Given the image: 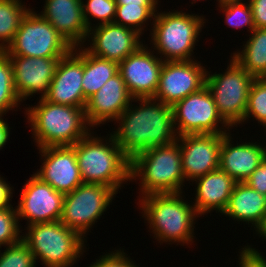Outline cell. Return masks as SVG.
<instances>
[{"mask_svg": "<svg viewBox=\"0 0 266 267\" xmlns=\"http://www.w3.org/2000/svg\"><path fill=\"white\" fill-rule=\"evenodd\" d=\"M244 182L261 195L266 196V157Z\"/></svg>", "mask_w": 266, "mask_h": 267, "instance_id": "cell-37", "label": "cell"}, {"mask_svg": "<svg viewBox=\"0 0 266 267\" xmlns=\"http://www.w3.org/2000/svg\"><path fill=\"white\" fill-rule=\"evenodd\" d=\"M82 1L45 0L44 9L39 13L72 47L85 46L88 36Z\"/></svg>", "mask_w": 266, "mask_h": 267, "instance_id": "cell-21", "label": "cell"}, {"mask_svg": "<svg viewBox=\"0 0 266 267\" xmlns=\"http://www.w3.org/2000/svg\"><path fill=\"white\" fill-rule=\"evenodd\" d=\"M254 118L263 127L266 125V79L255 78L251 84L244 122Z\"/></svg>", "mask_w": 266, "mask_h": 267, "instance_id": "cell-30", "label": "cell"}, {"mask_svg": "<svg viewBox=\"0 0 266 267\" xmlns=\"http://www.w3.org/2000/svg\"><path fill=\"white\" fill-rule=\"evenodd\" d=\"M199 1V0H198ZM197 2V0H192V2H191V4H194V3H196Z\"/></svg>", "mask_w": 266, "mask_h": 267, "instance_id": "cell-44", "label": "cell"}, {"mask_svg": "<svg viewBox=\"0 0 266 267\" xmlns=\"http://www.w3.org/2000/svg\"><path fill=\"white\" fill-rule=\"evenodd\" d=\"M85 2L82 1L83 16L88 30L92 27L90 16L100 21L96 25L114 22L116 16L115 0H87Z\"/></svg>", "mask_w": 266, "mask_h": 267, "instance_id": "cell-32", "label": "cell"}, {"mask_svg": "<svg viewBox=\"0 0 266 267\" xmlns=\"http://www.w3.org/2000/svg\"><path fill=\"white\" fill-rule=\"evenodd\" d=\"M127 256L124 250L121 249L110 251V253L101 255L100 259H96V262L88 267H139L132 259H129L130 256Z\"/></svg>", "mask_w": 266, "mask_h": 267, "instance_id": "cell-35", "label": "cell"}, {"mask_svg": "<svg viewBox=\"0 0 266 267\" xmlns=\"http://www.w3.org/2000/svg\"><path fill=\"white\" fill-rule=\"evenodd\" d=\"M207 69L198 61H164L154 99L173 106L206 85Z\"/></svg>", "mask_w": 266, "mask_h": 267, "instance_id": "cell-12", "label": "cell"}, {"mask_svg": "<svg viewBox=\"0 0 266 267\" xmlns=\"http://www.w3.org/2000/svg\"><path fill=\"white\" fill-rule=\"evenodd\" d=\"M141 36L137 31L114 22L95 25L88 30L90 46L84 48L94 56L119 63L143 45Z\"/></svg>", "mask_w": 266, "mask_h": 267, "instance_id": "cell-18", "label": "cell"}, {"mask_svg": "<svg viewBox=\"0 0 266 267\" xmlns=\"http://www.w3.org/2000/svg\"><path fill=\"white\" fill-rule=\"evenodd\" d=\"M225 134H188L178 136L183 175L186 181L217 170L220 166V149Z\"/></svg>", "mask_w": 266, "mask_h": 267, "instance_id": "cell-16", "label": "cell"}, {"mask_svg": "<svg viewBox=\"0 0 266 267\" xmlns=\"http://www.w3.org/2000/svg\"><path fill=\"white\" fill-rule=\"evenodd\" d=\"M173 11L155 15L150 31L153 51L156 50L163 61L193 60V50L206 19L197 14Z\"/></svg>", "mask_w": 266, "mask_h": 267, "instance_id": "cell-6", "label": "cell"}, {"mask_svg": "<svg viewBox=\"0 0 266 267\" xmlns=\"http://www.w3.org/2000/svg\"><path fill=\"white\" fill-rule=\"evenodd\" d=\"M118 73V62L90 54L84 48L83 94L86 99L95 94L110 78Z\"/></svg>", "mask_w": 266, "mask_h": 267, "instance_id": "cell-26", "label": "cell"}, {"mask_svg": "<svg viewBox=\"0 0 266 267\" xmlns=\"http://www.w3.org/2000/svg\"><path fill=\"white\" fill-rule=\"evenodd\" d=\"M8 57L12 64L14 87L21 103L36 93H41L40 98H44L60 58Z\"/></svg>", "mask_w": 266, "mask_h": 267, "instance_id": "cell-19", "label": "cell"}, {"mask_svg": "<svg viewBox=\"0 0 266 267\" xmlns=\"http://www.w3.org/2000/svg\"><path fill=\"white\" fill-rule=\"evenodd\" d=\"M223 214L238 222L251 223L259 234L266 225V196L245 182H237Z\"/></svg>", "mask_w": 266, "mask_h": 267, "instance_id": "cell-24", "label": "cell"}, {"mask_svg": "<svg viewBox=\"0 0 266 267\" xmlns=\"http://www.w3.org/2000/svg\"><path fill=\"white\" fill-rule=\"evenodd\" d=\"M172 111L178 136L226 134L231 130V127L219 115L212 93L206 85L176 102L172 106Z\"/></svg>", "mask_w": 266, "mask_h": 267, "instance_id": "cell-11", "label": "cell"}, {"mask_svg": "<svg viewBox=\"0 0 266 267\" xmlns=\"http://www.w3.org/2000/svg\"><path fill=\"white\" fill-rule=\"evenodd\" d=\"M132 97L118 72L87 99L85 117L91 127L115 121L130 105Z\"/></svg>", "mask_w": 266, "mask_h": 267, "instance_id": "cell-20", "label": "cell"}, {"mask_svg": "<svg viewBox=\"0 0 266 267\" xmlns=\"http://www.w3.org/2000/svg\"><path fill=\"white\" fill-rule=\"evenodd\" d=\"M140 102L139 106L132 102ZM112 133L116 144L131 161L148 149L177 141L172 107L154 98L132 99L128 108L115 120Z\"/></svg>", "mask_w": 266, "mask_h": 267, "instance_id": "cell-1", "label": "cell"}, {"mask_svg": "<svg viewBox=\"0 0 266 267\" xmlns=\"http://www.w3.org/2000/svg\"><path fill=\"white\" fill-rule=\"evenodd\" d=\"M116 5L157 6L159 0H115Z\"/></svg>", "mask_w": 266, "mask_h": 267, "instance_id": "cell-41", "label": "cell"}, {"mask_svg": "<svg viewBox=\"0 0 266 267\" xmlns=\"http://www.w3.org/2000/svg\"><path fill=\"white\" fill-rule=\"evenodd\" d=\"M20 98L14 87L13 69L10 58L0 51V116L19 107Z\"/></svg>", "mask_w": 266, "mask_h": 267, "instance_id": "cell-29", "label": "cell"}, {"mask_svg": "<svg viewBox=\"0 0 266 267\" xmlns=\"http://www.w3.org/2000/svg\"><path fill=\"white\" fill-rule=\"evenodd\" d=\"M140 179V180H139ZM139 180V197L181 193L185 184L179 142L148 149L130 161V181ZM184 183V184H183Z\"/></svg>", "mask_w": 266, "mask_h": 267, "instance_id": "cell-5", "label": "cell"}, {"mask_svg": "<svg viewBox=\"0 0 266 267\" xmlns=\"http://www.w3.org/2000/svg\"><path fill=\"white\" fill-rule=\"evenodd\" d=\"M91 132L72 146L83 183L104 184L118 192L123 183L130 181V160L111 133L105 139Z\"/></svg>", "mask_w": 266, "mask_h": 267, "instance_id": "cell-4", "label": "cell"}, {"mask_svg": "<svg viewBox=\"0 0 266 267\" xmlns=\"http://www.w3.org/2000/svg\"><path fill=\"white\" fill-rule=\"evenodd\" d=\"M12 188L14 189V187H10L9 183L0 175V209L12 207L10 203L13 197Z\"/></svg>", "mask_w": 266, "mask_h": 267, "instance_id": "cell-39", "label": "cell"}, {"mask_svg": "<svg viewBox=\"0 0 266 267\" xmlns=\"http://www.w3.org/2000/svg\"><path fill=\"white\" fill-rule=\"evenodd\" d=\"M83 74L84 47H73L67 55L59 59L49 91L44 98L54 104L85 109L87 99L82 88Z\"/></svg>", "mask_w": 266, "mask_h": 267, "instance_id": "cell-14", "label": "cell"}, {"mask_svg": "<svg viewBox=\"0 0 266 267\" xmlns=\"http://www.w3.org/2000/svg\"><path fill=\"white\" fill-rule=\"evenodd\" d=\"M158 6L141 5H116V16L114 23L137 31L143 34L147 22L154 19ZM147 21V22H146ZM143 31V32H142Z\"/></svg>", "mask_w": 266, "mask_h": 267, "instance_id": "cell-28", "label": "cell"}, {"mask_svg": "<svg viewBox=\"0 0 266 267\" xmlns=\"http://www.w3.org/2000/svg\"><path fill=\"white\" fill-rule=\"evenodd\" d=\"M38 150L44 158L39 171L34 174L42 181L64 195L83 184L72 146H50Z\"/></svg>", "mask_w": 266, "mask_h": 267, "instance_id": "cell-17", "label": "cell"}, {"mask_svg": "<svg viewBox=\"0 0 266 267\" xmlns=\"http://www.w3.org/2000/svg\"><path fill=\"white\" fill-rule=\"evenodd\" d=\"M229 62L223 74L207 71L206 86L212 93L219 115L233 128L243 122L249 90L255 77L234 58Z\"/></svg>", "mask_w": 266, "mask_h": 267, "instance_id": "cell-8", "label": "cell"}, {"mask_svg": "<svg viewBox=\"0 0 266 267\" xmlns=\"http://www.w3.org/2000/svg\"><path fill=\"white\" fill-rule=\"evenodd\" d=\"M26 228L22 241L31 250L35 261L40 259L45 267H73L86 252V239L61 221L36 223Z\"/></svg>", "mask_w": 266, "mask_h": 267, "instance_id": "cell-7", "label": "cell"}, {"mask_svg": "<svg viewBox=\"0 0 266 267\" xmlns=\"http://www.w3.org/2000/svg\"><path fill=\"white\" fill-rule=\"evenodd\" d=\"M2 117L3 116H0V150L6 145L10 136L9 124Z\"/></svg>", "mask_w": 266, "mask_h": 267, "instance_id": "cell-40", "label": "cell"}, {"mask_svg": "<svg viewBox=\"0 0 266 267\" xmlns=\"http://www.w3.org/2000/svg\"><path fill=\"white\" fill-rule=\"evenodd\" d=\"M15 208V209H14ZM0 209V248L11 246L22 241L23 230H20L16 207ZM6 245V246H5Z\"/></svg>", "mask_w": 266, "mask_h": 267, "instance_id": "cell-31", "label": "cell"}, {"mask_svg": "<svg viewBox=\"0 0 266 267\" xmlns=\"http://www.w3.org/2000/svg\"><path fill=\"white\" fill-rule=\"evenodd\" d=\"M250 4L255 28H266V0H247Z\"/></svg>", "mask_w": 266, "mask_h": 267, "instance_id": "cell-38", "label": "cell"}, {"mask_svg": "<svg viewBox=\"0 0 266 267\" xmlns=\"http://www.w3.org/2000/svg\"><path fill=\"white\" fill-rule=\"evenodd\" d=\"M259 236L260 237H264V239H266V225L265 227L259 232Z\"/></svg>", "mask_w": 266, "mask_h": 267, "instance_id": "cell-43", "label": "cell"}, {"mask_svg": "<svg viewBox=\"0 0 266 267\" xmlns=\"http://www.w3.org/2000/svg\"><path fill=\"white\" fill-rule=\"evenodd\" d=\"M20 0H0V51L12 42L21 20L30 10Z\"/></svg>", "mask_w": 266, "mask_h": 267, "instance_id": "cell-27", "label": "cell"}, {"mask_svg": "<svg viewBox=\"0 0 266 267\" xmlns=\"http://www.w3.org/2000/svg\"><path fill=\"white\" fill-rule=\"evenodd\" d=\"M181 193L149 194L138 198L142 217L147 221L154 238L160 243H193L196 217H200ZM189 203V204H188ZM172 242V243H171Z\"/></svg>", "mask_w": 266, "mask_h": 267, "instance_id": "cell-2", "label": "cell"}, {"mask_svg": "<svg viewBox=\"0 0 266 267\" xmlns=\"http://www.w3.org/2000/svg\"><path fill=\"white\" fill-rule=\"evenodd\" d=\"M116 194L107 185L83 183L64 195L60 221L85 239V234L107 210Z\"/></svg>", "mask_w": 266, "mask_h": 267, "instance_id": "cell-10", "label": "cell"}, {"mask_svg": "<svg viewBox=\"0 0 266 267\" xmlns=\"http://www.w3.org/2000/svg\"><path fill=\"white\" fill-rule=\"evenodd\" d=\"M35 258L23 242L7 246L4 252L0 250V267H36Z\"/></svg>", "mask_w": 266, "mask_h": 267, "instance_id": "cell-34", "label": "cell"}, {"mask_svg": "<svg viewBox=\"0 0 266 267\" xmlns=\"http://www.w3.org/2000/svg\"><path fill=\"white\" fill-rule=\"evenodd\" d=\"M194 181L197 187L193 205L198 215L204 216L213 210L223 213L237 182L220 168Z\"/></svg>", "mask_w": 266, "mask_h": 267, "instance_id": "cell-23", "label": "cell"}, {"mask_svg": "<svg viewBox=\"0 0 266 267\" xmlns=\"http://www.w3.org/2000/svg\"><path fill=\"white\" fill-rule=\"evenodd\" d=\"M218 1V6H223L229 3H240L243 2L244 0H217Z\"/></svg>", "mask_w": 266, "mask_h": 267, "instance_id": "cell-42", "label": "cell"}, {"mask_svg": "<svg viewBox=\"0 0 266 267\" xmlns=\"http://www.w3.org/2000/svg\"><path fill=\"white\" fill-rule=\"evenodd\" d=\"M243 50L231 54L244 69L255 78L266 76V28H255L243 44Z\"/></svg>", "mask_w": 266, "mask_h": 267, "instance_id": "cell-25", "label": "cell"}, {"mask_svg": "<svg viewBox=\"0 0 266 267\" xmlns=\"http://www.w3.org/2000/svg\"><path fill=\"white\" fill-rule=\"evenodd\" d=\"M232 139L230 131L222 139L219 168L236 182H244L265 159L266 146L252 141L234 145Z\"/></svg>", "mask_w": 266, "mask_h": 267, "instance_id": "cell-22", "label": "cell"}, {"mask_svg": "<svg viewBox=\"0 0 266 267\" xmlns=\"http://www.w3.org/2000/svg\"><path fill=\"white\" fill-rule=\"evenodd\" d=\"M63 200V193L33 174L22 188L19 204L16 206L17 216L19 220H27V226L60 221Z\"/></svg>", "mask_w": 266, "mask_h": 267, "instance_id": "cell-13", "label": "cell"}, {"mask_svg": "<svg viewBox=\"0 0 266 267\" xmlns=\"http://www.w3.org/2000/svg\"><path fill=\"white\" fill-rule=\"evenodd\" d=\"M27 122L38 149L73 146L91 130L83 108L54 104L39 98L37 106L25 108Z\"/></svg>", "mask_w": 266, "mask_h": 267, "instance_id": "cell-3", "label": "cell"}, {"mask_svg": "<svg viewBox=\"0 0 266 267\" xmlns=\"http://www.w3.org/2000/svg\"><path fill=\"white\" fill-rule=\"evenodd\" d=\"M239 252V267H266V257L257 249L247 245ZM263 256V257H262Z\"/></svg>", "mask_w": 266, "mask_h": 267, "instance_id": "cell-36", "label": "cell"}, {"mask_svg": "<svg viewBox=\"0 0 266 267\" xmlns=\"http://www.w3.org/2000/svg\"><path fill=\"white\" fill-rule=\"evenodd\" d=\"M220 11L225 14V23L233 28L248 27L251 33L255 29L252 11L248 1L246 3H229L220 6Z\"/></svg>", "mask_w": 266, "mask_h": 267, "instance_id": "cell-33", "label": "cell"}, {"mask_svg": "<svg viewBox=\"0 0 266 267\" xmlns=\"http://www.w3.org/2000/svg\"><path fill=\"white\" fill-rule=\"evenodd\" d=\"M142 45L136 52L118 63V72L133 99L154 98L164 61L155 51Z\"/></svg>", "mask_w": 266, "mask_h": 267, "instance_id": "cell-15", "label": "cell"}, {"mask_svg": "<svg viewBox=\"0 0 266 267\" xmlns=\"http://www.w3.org/2000/svg\"><path fill=\"white\" fill-rule=\"evenodd\" d=\"M72 49L48 21L30 9L21 20L12 42L3 52L7 56L62 58Z\"/></svg>", "mask_w": 266, "mask_h": 267, "instance_id": "cell-9", "label": "cell"}]
</instances>
